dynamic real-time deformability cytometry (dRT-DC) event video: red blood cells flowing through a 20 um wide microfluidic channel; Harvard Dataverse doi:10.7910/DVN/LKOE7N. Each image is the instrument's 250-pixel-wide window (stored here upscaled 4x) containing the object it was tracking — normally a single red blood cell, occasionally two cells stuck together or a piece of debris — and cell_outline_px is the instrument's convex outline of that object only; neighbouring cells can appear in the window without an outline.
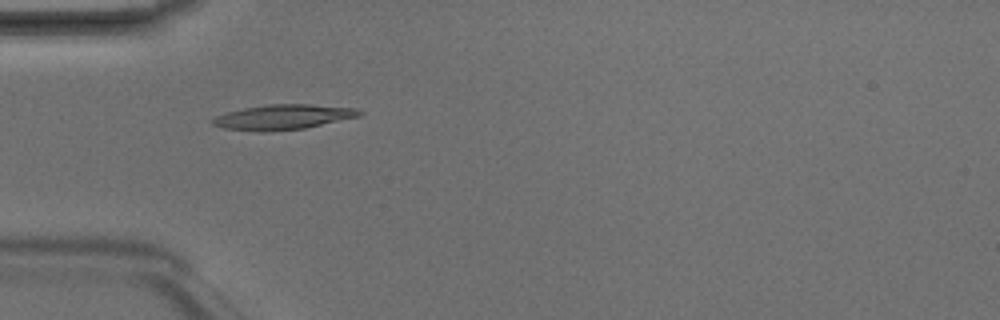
{"species": "Egyptian fruit bat (a non-hibernating species)", "species_latin": "Rousettus aegyptiacus", "temperature_condition": "room temperature", "stored_images_in_passage": 8, "camera_frame_rate_fps": 3000, "um_per_image_px": 0.085, "animal": {"sex": "male"}, "frame": {"image": 1, "passage_image": 5, "time_ms": 1.333, "image_size_px": [1000, 320], "cell_outline_px": [[364, 112], [360, 116], [304, 128], [260, 132], [224, 128], [212, 124], [212, 120], [216, 116], [228, 112], [244, 108], [268, 104], [308, 104], [356, 108]], "centroid_in_image_um": [24.08, 9.94], "position_along_channel_um": 60.9, "area_um2": 21.15}}